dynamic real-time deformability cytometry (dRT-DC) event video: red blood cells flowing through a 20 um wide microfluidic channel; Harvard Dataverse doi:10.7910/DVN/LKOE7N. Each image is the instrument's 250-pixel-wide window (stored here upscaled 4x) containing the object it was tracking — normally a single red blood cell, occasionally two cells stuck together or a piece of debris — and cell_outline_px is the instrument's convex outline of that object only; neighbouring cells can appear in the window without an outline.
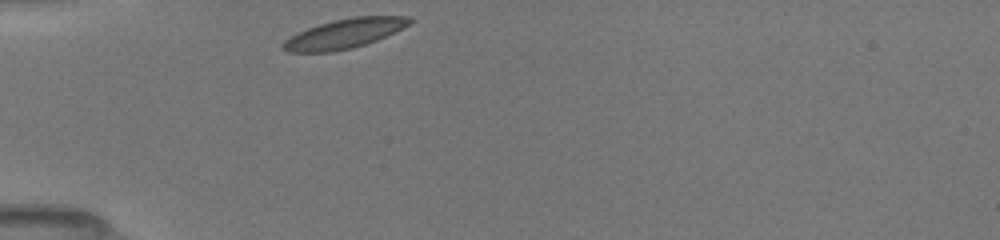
{"species": "common noctule bat (a hibernating species)", "species_latin": "Nyctalus noctula", "temperature_condition": "room temperature", "stored_images_in_passage": 18, "camera_frame_rate_fps": 3000, "um_per_image_px": 0.085, "animal": {"sex": "female", "body_mass_g": 19.5, "forearm_length_mm": 54.1}, "frame": {"image": 1, "passage_image": 1, "time_ms": 0.0, "image_size_px": [1000, 240], "cell_outline_px": [[412, 24], [376, 40], [352, 48], [332, 52], [288, 52], [280, 48], [280, 44], [284, 40], [308, 28], [320, 24], [352, 16], [408, 16], [412, 20]], "centroid_in_image_um": [29.27, 2.86], "position_along_channel_um": 55.7, "area_um2": 21.62}}
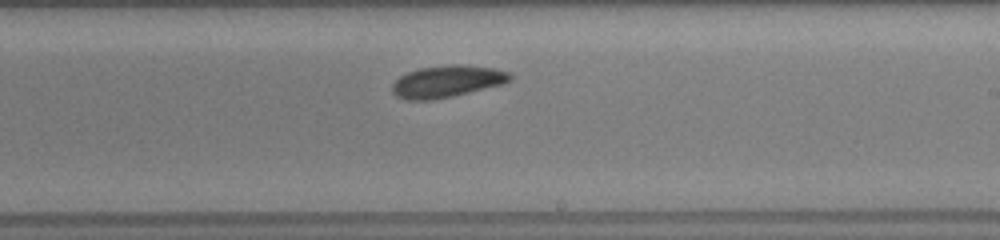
{"frame": {"image": 2, "passage_image": 11, "time_ms": 5.333, "image_size_px": [1000, 240], "cell_outline_px": [[512, 80], [500, 84], [452, 96], [432, 100], [408, 100], [396, 96], [392, 92], [392, 84], [400, 76], [408, 72], [420, 68], [448, 64], [460, 64], [492, 68], [508, 72], [512, 76]], "centroid_in_image_um": [37.96, 6.91], "position_along_channel_um": 251.0, "area_um2": 21.68}}
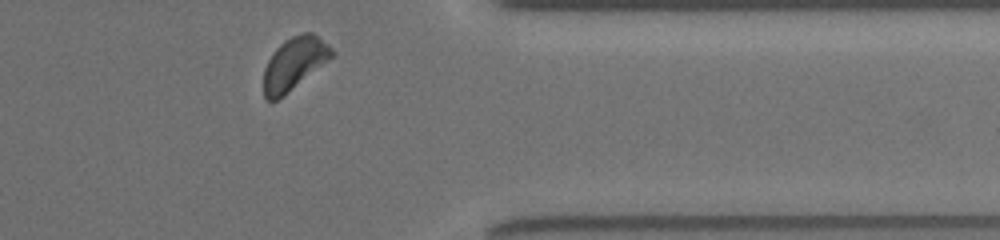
{"frame": {"image": 3, "passage_image": 18, "time_ms": 9.0, "image_size_px": [1000, 240], "cell_outline_px": [[336, 56], [276, 100], [264, 100], [264, 68], [272, 52], [284, 40], [292, 36], [304, 32], [312, 32], [328, 44], [336, 52]], "centroid_in_image_um": [25.04, 5.37], "position_along_channel_um": 386.4, "area_um2": 20.87}, "authors_computed_cell_mechanics": {"area_um2": 21.6461, "velocity_mm_per_s": 3.9302, "shape_relaxation_time_tau1_ms": 3.4276, "shape_relaxation_time_tau2_ms": null, "deformation_change_tau1": 0.0985, "deformation_change_tau2": null}}